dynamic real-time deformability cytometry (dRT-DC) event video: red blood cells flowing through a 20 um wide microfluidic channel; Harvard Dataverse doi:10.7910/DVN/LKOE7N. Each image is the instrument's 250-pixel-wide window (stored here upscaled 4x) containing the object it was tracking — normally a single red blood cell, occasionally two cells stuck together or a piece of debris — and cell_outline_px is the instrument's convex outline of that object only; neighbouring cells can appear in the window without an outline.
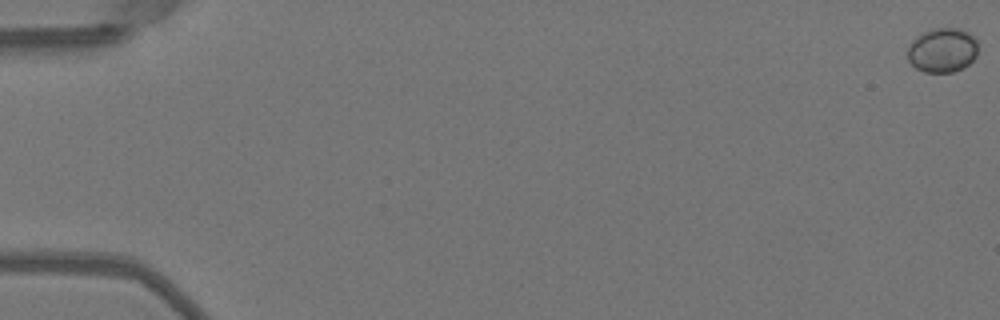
{"species": "Egyptian fruit bat (a non-hibernating species)", "species_latin": "Rousettus aegyptiacus", "temperature_condition": "warm", "stored_images_in_passage": 4, "camera_frame_rate_fps": 3000, "um_per_image_px": 0.085, "animal": {"sex": "female"}, "frame": {"image": 1, "passage_image": 1, "time_ms": 0.0, "image_size_px": [1000, 320], "cell_outline_px": [[976, 56], [964, 68], [952, 72], [924, 72], [916, 68], [908, 60], [908, 48], [912, 40], [924, 32], [932, 28], [956, 28], [968, 32], [976, 40]], "centroid_in_image_um": [80.09, 4.27], "position_along_channel_um": 4.9, "area_um2": 18.09}}